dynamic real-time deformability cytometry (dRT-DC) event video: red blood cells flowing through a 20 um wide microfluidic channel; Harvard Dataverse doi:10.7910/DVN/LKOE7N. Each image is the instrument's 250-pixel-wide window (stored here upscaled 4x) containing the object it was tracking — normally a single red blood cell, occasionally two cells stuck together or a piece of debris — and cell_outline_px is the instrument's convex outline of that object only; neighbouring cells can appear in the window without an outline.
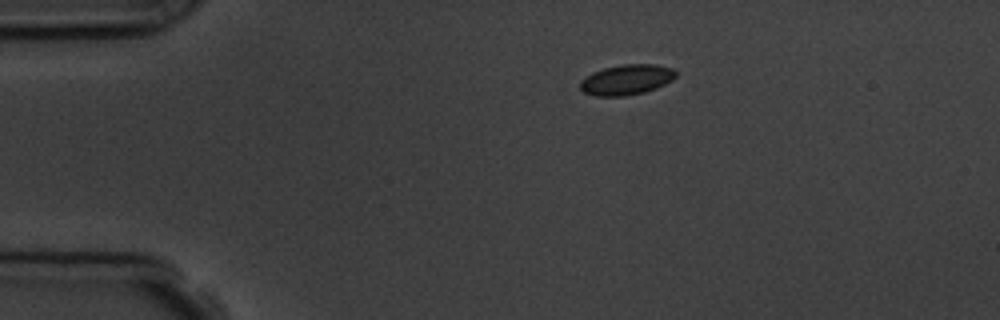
{"species": "common noctule bat (a hibernating species)", "species_latin": "Nyctalus noctula", "temperature_condition": "room temperature", "stored_images_in_passage": 3, "camera_frame_rate_fps": 3000, "um_per_image_px": 0.085, "animal": {"sex": "male", "body_mass_g": 19.5, "forearm_length_mm": 54.6}, "frame": {"image": 1, "passage_image": 1, "time_ms": 0.0, "image_size_px": [1000, 320], "cell_outline_px": [[676, 76], [672, 80], [656, 88], [644, 92], [624, 96], [596, 96], [584, 92], [580, 88], [580, 80], [592, 72], [604, 68], [620, 64], [656, 64], [672, 68], [676, 72]], "centroid_in_image_um": [53.24, 6.76], "position_along_channel_um": 31.8, "area_um2": 16.94}}
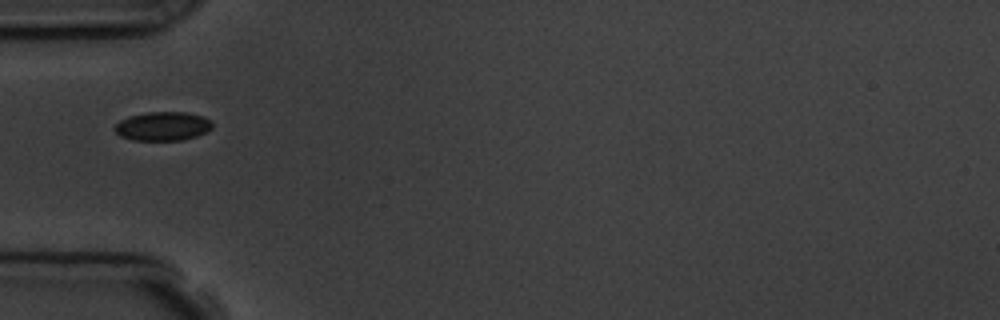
{"frame": {"image": 2, "passage_image": 3, "time_ms": 2.333, "image_size_px": [1000, 320], "cell_outline_px": [[212, 128], [208, 132], [184, 140], [132, 140], [120, 136], [112, 128], [120, 120], [128, 116], [148, 112], [188, 112], [204, 116], [212, 120]], "centroid_in_image_um": [13.86, 10.72], "position_along_channel_um": 71.1, "area_um2": 16.7}}